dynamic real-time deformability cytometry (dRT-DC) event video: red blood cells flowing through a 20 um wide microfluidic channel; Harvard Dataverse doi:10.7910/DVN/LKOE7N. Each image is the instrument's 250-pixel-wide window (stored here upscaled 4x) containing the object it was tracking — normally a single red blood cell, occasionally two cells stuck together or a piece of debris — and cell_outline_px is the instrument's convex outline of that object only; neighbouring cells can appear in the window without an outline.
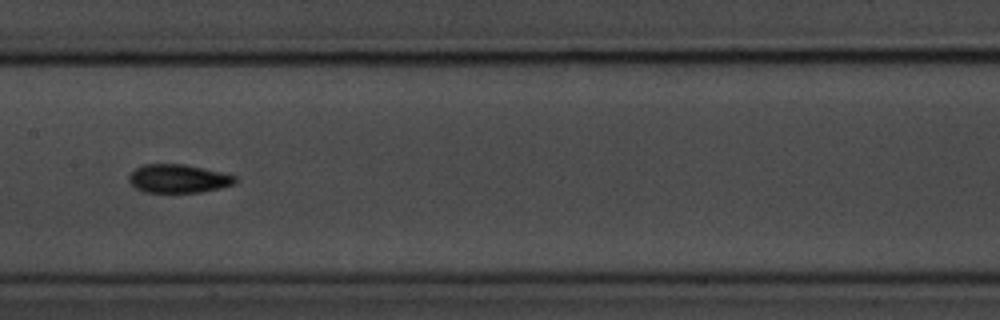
{"species": "common noctule bat (a hibernating species)", "species_latin": "Nyctalus noctula", "temperature_condition": "room temperature", "stored_images_in_passage": 38, "camera_frame_rate_fps": 3000, "um_per_image_px": 0.085, "animal": {"sex": "male", "body_mass_g": 20.1, "forearm_length_mm": 53.5}, "frame": {"image": 1, "passage_image": 12, "time_ms": 3.667, "image_size_px": [1000, 320], "cell_outline_px": [[240, 180], [236, 184], [220, 188], [200, 192], [144, 192], [136, 188], [128, 180], [128, 176], [136, 168], [144, 164], [184, 164], [220, 172], [236, 176]], "centroid_in_image_um": [15.18, 15.18], "position_along_channel_um": 192.2, "area_um2": 17.63}, "authors_computed_cell_mechanics": {"area_um2": 17.0799, "velocity_mm_per_s": 3.7033, "shape_relaxation_time_tau1_ms": 2.6497, "shape_relaxation_time_tau2_ms": 2.1665, "deformation_change_tau1": 0.1177, "deformation_change_tau2": 0.0795}}